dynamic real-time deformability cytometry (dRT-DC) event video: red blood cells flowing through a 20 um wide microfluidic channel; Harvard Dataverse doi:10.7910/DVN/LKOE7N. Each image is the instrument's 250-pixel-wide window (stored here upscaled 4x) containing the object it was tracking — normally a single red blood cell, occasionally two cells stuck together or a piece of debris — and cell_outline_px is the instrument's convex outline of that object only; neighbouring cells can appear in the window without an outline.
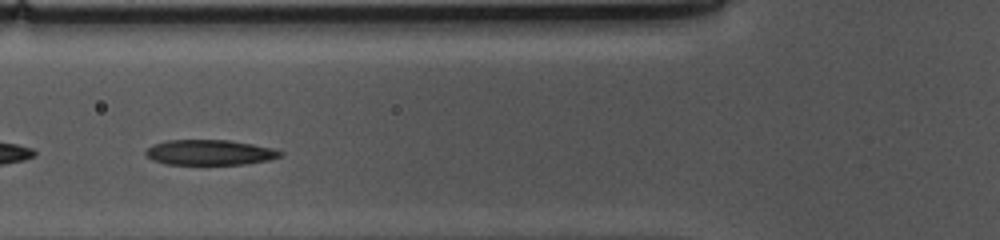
{"species": "common noctule bat (a hibernating species)", "species_latin": "Nyctalus noctula", "temperature_condition": "cold", "stored_images_in_passage": 33, "camera_frame_rate_fps": 3000, "um_per_image_px": 0.085, "animal": {"sex": "female", "body_mass_g": 10.0, "forearm_length_mm": 53.1}, "frame": {"image": 1, "passage_image": 12, "time_ms": 3.667, "image_size_px": [1000, 240], "cell_outline_px": [[284, 152], [280, 156], [268, 160], [248, 164], [164, 164], [152, 160], [144, 152], [152, 144], [168, 140], [228, 140], [252, 144], [272, 148]], "centroid_in_image_um": [17.81, 12.96], "position_along_channel_um": 108.0, "area_um2": 19.77}}
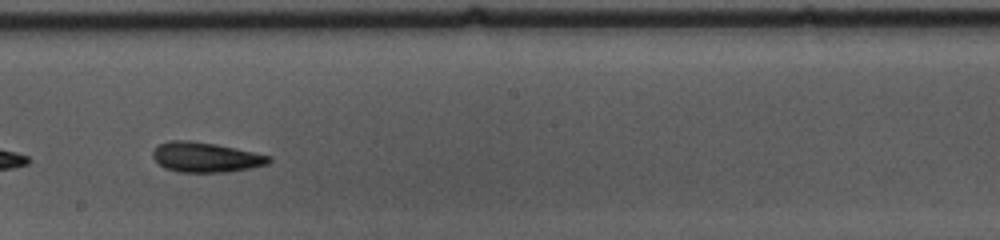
{"frame": {"image": 2, "passage_image": 22, "time_ms": 7.0, "image_size_px": [1000, 240], "cell_outline_px": [[272, 160], [268, 164], [252, 168], [228, 172], [180, 172], [164, 168], [152, 156], [152, 152], [160, 144], [172, 140], [188, 140], [216, 144], [236, 148], [272, 156]], "centroid_in_image_um": [17.53, 13.37], "position_along_channel_um": 230.7, "area_um2": 20.29}}
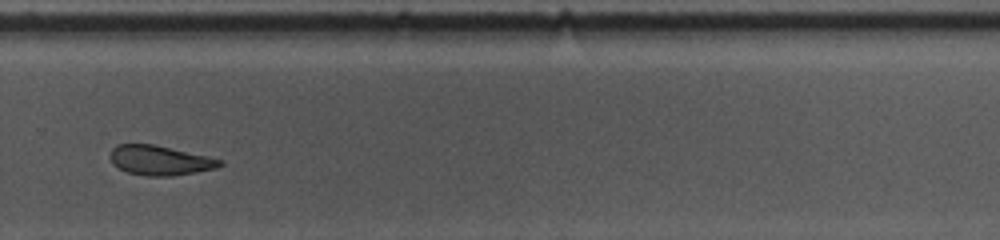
{"frame": {"image": 3, "passage_image": 29, "time_ms": 9.333, "image_size_px": [1000, 240], "cell_outline_px": [[224, 164], [216, 168], [196, 172], [172, 176], [148, 176], [128, 172], [112, 164], [108, 156], [112, 148], [116, 144], [152, 144], [208, 156], [224, 160]], "centroid_in_image_um": [13.58, 13.63], "position_along_channel_um": 316.2, "area_um2": 19.02}, "authors_computed_cell_mechanics": {"area_um2": 20.3456, "velocity_mm_per_s": 3.6801, "shape_relaxation_time_tau1_ms": 2.8988, "shape_relaxation_time_tau2_ms": 2.4992, "deformation_change_tau1": 0.1188, "deformation_change_tau2": 0.1009}}